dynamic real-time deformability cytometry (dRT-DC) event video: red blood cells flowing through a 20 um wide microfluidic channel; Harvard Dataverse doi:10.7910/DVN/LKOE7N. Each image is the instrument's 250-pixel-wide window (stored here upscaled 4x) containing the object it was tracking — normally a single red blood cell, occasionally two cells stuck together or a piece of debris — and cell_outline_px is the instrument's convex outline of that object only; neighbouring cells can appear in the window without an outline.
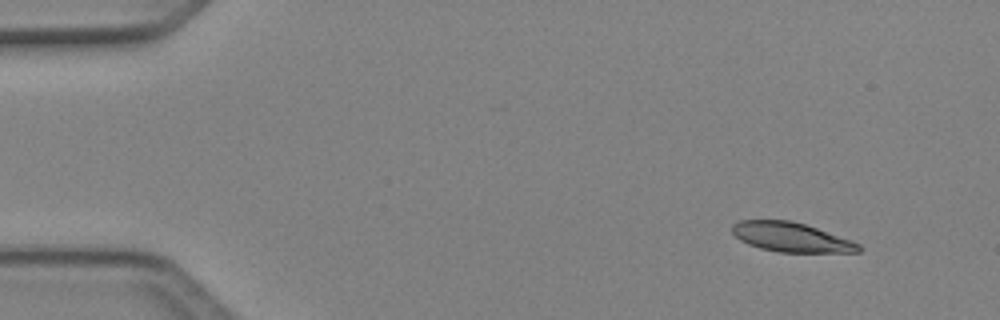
{"species": "Egyptian fruit bat (a non-hibernating species)", "species_latin": "Rousettus aegyptiacus", "temperature_condition": "cold", "stored_images_in_passage": 5, "segment_of_instrument_passage": [1, 2], "camera_frame_rate_fps": 3000, "um_per_image_px": 0.085, "animal": {"sex": "female"}, "frame": {"image": 1, "passage_image": 1, "time_ms": 0.0, "image_size_px": [1000, 320], "cell_outline_px": [[860, 252], [780, 252], [760, 248], [748, 244], [740, 240], [732, 232], [732, 224], [740, 220], [788, 220], [804, 224], [852, 240], [860, 244]], "centroid_in_image_um": [67.23, 20.16], "position_along_channel_um": 17.8, "area_um2": 21.5}}